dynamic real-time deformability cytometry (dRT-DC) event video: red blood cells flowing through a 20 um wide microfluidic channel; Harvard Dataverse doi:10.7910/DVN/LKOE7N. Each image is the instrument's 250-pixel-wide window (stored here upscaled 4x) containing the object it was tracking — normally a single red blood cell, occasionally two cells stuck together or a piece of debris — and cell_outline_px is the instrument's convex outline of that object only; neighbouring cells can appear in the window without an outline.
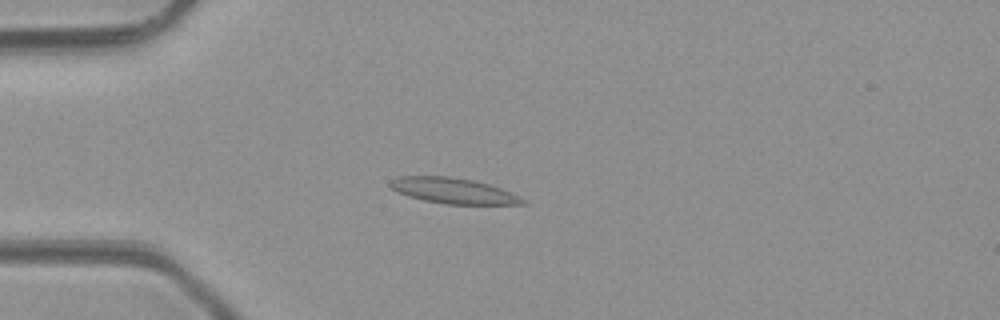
{"species": "common noctule bat (a hibernating species)", "species_latin": "Nyctalus noctula", "temperature_condition": "room temperature", "stored_images_in_passage": 5, "camera_frame_rate_fps": 3000, "um_per_image_px": 0.085, "animal": {"sex": "male", "body_mass_g": 23.1, "forearm_length_mm": 52.7}, "frame": {"image": 1, "passage_image": 4, "time_ms": 4.333, "image_size_px": [1000, 320], "cell_outline_px": [[528, 204], [444, 204], [424, 200], [408, 196], [396, 192], [388, 184], [392, 180], [400, 176], [448, 176], [472, 180], [488, 184], [500, 188], [528, 200]], "centroid_in_image_um": [38.53, 16.22], "position_along_channel_um": 46.5, "area_um2": 19.71}}